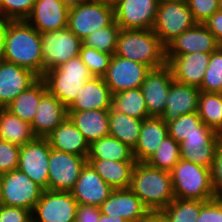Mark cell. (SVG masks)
<instances>
[{
    "label": "cell",
    "mask_w": 222,
    "mask_h": 222,
    "mask_svg": "<svg viewBox=\"0 0 222 222\" xmlns=\"http://www.w3.org/2000/svg\"><path fill=\"white\" fill-rule=\"evenodd\" d=\"M220 46L221 43L208 28L202 23H197L166 46V56H179L196 52L212 53Z\"/></svg>",
    "instance_id": "2e32d148"
},
{
    "label": "cell",
    "mask_w": 222,
    "mask_h": 222,
    "mask_svg": "<svg viewBox=\"0 0 222 222\" xmlns=\"http://www.w3.org/2000/svg\"><path fill=\"white\" fill-rule=\"evenodd\" d=\"M98 222H126V220L118 216L113 217L101 214Z\"/></svg>",
    "instance_id": "816d5d0a"
},
{
    "label": "cell",
    "mask_w": 222,
    "mask_h": 222,
    "mask_svg": "<svg viewBox=\"0 0 222 222\" xmlns=\"http://www.w3.org/2000/svg\"><path fill=\"white\" fill-rule=\"evenodd\" d=\"M42 77L46 71L59 67L79 56L82 40L68 28L41 33Z\"/></svg>",
    "instance_id": "ba28073f"
},
{
    "label": "cell",
    "mask_w": 222,
    "mask_h": 222,
    "mask_svg": "<svg viewBox=\"0 0 222 222\" xmlns=\"http://www.w3.org/2000/svg\"><path fill=\"white\" fill-rule=\"evenodd\" d=\"M187 5L197 23H204L219 10V0H187Z\"/></svg>",
    "instance_id": "ee69618b"
},
{
    "label": "cell",
    "mask_w": 222,
    "mask_h": 222,
    "mask_svg": "<svg viewBox=\"0 0 222 222\" xmlns=\"http://www.w3.org/2000/svg\"><path fill=\"white\" fill-rule=\"evenodd\" d=\"M201 208V200L175 198L161 212L167 222H197Z\"/></svg>",
    "instance_id": "8d00e7d4"
},
{
    "label": "cell",
    "mask_w": 222,
    "mask_h": 222,
    "mask_svg": "<svg viewBox=\"0 0 222 222\" xmlns=\"http://www.w3.org/2000/svg\"><path fill=\"white\" fill-rule=\"evenodd\" d=\"M0 205H2V180L0 175Z\"/></svg>",
    "instance_id": "9f6ffc18"
},
{
    "label": "cell",
    "mask_w": 222,
    "mask_h": 222,
    "mask_svg": "<svg viewBox=\"0 0 222 222\" xmlns=\"http://www.w3.org/2000/svg\"><path fill=\"white\" fill-rule=\"evenodd\" d=\"M0 222H32V211L22 207L0 205Z\"/></svg>",
    "instance_id": "7dc6e473"
},
{
    "label": "cell",
    "mask_w": 222,
    "mask_h": 222,
    "mask_svg": "<svg viewBox=\"0 0 222 222\" xmlns=\"http://www.w3.org/2000/svg\"><path fill=\"white\" fill-rule=\"evenodd\" d=\"M197 24L187 2L159 3L153 32L167 46L177 36Z\"/></svg>",
    "instance_id": "52a82bcc"
},
{
    "label": "cell",
    "mask_w": 222,
    "mask_h": 222,
    "mask_svg": "<svg viewBox=\"0 0 222 222\" xmlns=\"http://www.w3.org/2000/svg\"><path fill=\"white\" fill-rule=\"evenodd\" d=\"M1 180L2 205L33 210L43 192L40 186L19 169L2 174Z\"/></svg>",
    "instance_id": "30bf717a"
},
{
    "label": "cell",
    "mask_w": 222,
    "mask_h": 222,
    "mask_svg": "<svg viewBox=\"0 0 222 222\" xmlns=\"http://www.w3.org/2000/svg\"><path fill=\"white\" fill-rule=\"evenodd\" d=\"M68 117L89 145L109 135V110L67 111Z\"/></svg>",
    "instance_id": "83f0119b"
},
{
    "label": "cell",
    "mask_w": 222,
    "mask_h": 222,
    "mask_svg": "<svg viewBox=\"0 0 222 222\" xmlns=\"http://www.w3.org/2000/svg\"><path fill=\"white\" fill-rule=\"evenodd\" d=\"M219 10L222 11V0H219Z\"/></svg>",
    "instance_id": "680465c9"
},
{
    "label": "cell",
    "mask_w": 222,
    "mask_h": 222,
    "mask_svg": "<svg viewBox=\"0 0 222 222\" xmlns=\"http://www.w3.org/2000/svg\"><path fill=\"white\" fill-rule=\"evenodd\" d=\"M86 162L87 157L51 148L48 163V190L71 191Z\"/></svg>",
    "instance_id": "8fae6325"
},
{
    "label": "cell",
    "mask_w": 222,
    "mask_h": 222,
    "mask_svg": "<svg viewBox=\"0 0 222 222\" xmlns=\"http://www.w3.org/2000/svg\"><path fill=\"white\" fill-rule=\"evenodd\" d=\"M197 222H222V200L202 201Z\"/></svg>",
    "instance_id": "bcb514c9"
},
{
    "label": "cell",
    "mask_w": 222,
    "mask_h": 222,
    "mask_svg": "<svg viewBox=\"0 0 222 222\" xmlns=\"http://www.w3.org/2000/svg\"><path fill=\"white\" fill-rule=\"evenodd\" d=\"M102 212L95 205L79 204L76 211L75 222H98Z\"/></svg>",
    "instance_id": "c3c4849f"
},
{
    "label": "cell",
    "mask_w": 222,
    "mask_h": 222,
    "mask_svg": "<svg viewBox=\"0 0 222 222\" xmlns=\"http://www.w3.org/2000/svg\"><path fill=\"white\" fill-rule=\"evenodd\" d=\"M95 171L114 190L128 189L136 162L87 159Z\"/></svg>",
    "instance_id": "f1b7e54d"
},
{
    "label": "cell",
    "mask_w": 222,
    "mask_h": 222,
    "mask_svg": "<svg viewBox=\"0 0 222 222\" xmlns=\"http://www.w3.org/2000/svg\"><path fill=\"white\" fill-rule=\"evenodd\" d=\"M120 26L114 20L109 26L97 29L82 40L83 45L111 55L116 53Z\"/></svg>",
    "instance_id": "f35d334b"
},
{
    "label": "cell",
    "mask_w": 222,
    "mask_h": 222,
    "mask_svg": "<svg viewBox=\"0 0 222 222\" xmlns=\"http://www.w3.org/2000/svg\"><path fill=\"white\" fill-rule=\"evenodd\" d=\"M211 58V53H189L166 56L173 78L179 83L200 87Z\"/></svg>",
    "instance_id": "d6986e66"
},
{
    "label": "cell",
    "mask_w": 222,
    "mask_h": 222,
    "mask_svg": "<svg viewBox=\"0 0 222 222\" xmlns=\"http://www.w3.org/2000/svg\"><path fill=\"white\" fill-rule=\"evenodd\" d=\"M112 93L103 77H92L86 81L67 111L110 110Z\"/></svg>",
    "instance_id": "d4e9b609"
},
{
    "label": "cell",
    "mask_w": 222,
    "mask_h": 222,
    "mask_svg": "<svg viewBox=\"0 0 222 222\" xmlns=\"http://www.w3.org/2000/svg\"><path fill=\"white\" fill-rule=\"evenodd\" d=\"M0 19H5L4 16H3V13H2L1 7H0Z\"/></svg>",
    "instance_id": "6f0895ef"
},
{
    "label": "cell",
    "mask_w": 222,
    "mask_h": 222,
    "mask_svg": "<svg viewBox=\"0 0 222 222\" xmlns=\"http://www.w3.org/2000/svg\"><path fill=\"white\" fill-rule=\"evenodd\" d=\"M197 113L204 124L222 135V93L200 92Z\"/></svg>",
    "instance_id": "e575fe53"
},
{
    "label": "cell",
    "mask_w": 222,
    "mask_h": 222,
    "mask_svg": "<svg viewBox=\"0 0 222 222\" xmlns=\"http://www.w3.org/2000/svg\"><path fill=\"white\" fill-rule=\"evenodd\" d=\"M50 144L47 138L36 137L20 147L18 169L43 190L48 189Z\"/></svg>",
    "instance_id": "7c38bea8"
},
{
    "label": "cell",
    "mask_w": 222,
    "mask_h": 222,
    "mask_svg": "<svg viewBox=\"0 0 222 222\" xmlns=\"http://www.w3.org/2000/svg\"><path fill=\"white\" fill-rule=\"evenodd\" d=\"M20 147L0 140V175L18 169Z\"/></svg>",
    "instance_id": "7bdbcfd3"
},
{
    "label": "cell",
    "mask_w": 222,
    "mask_h": 222,
    "mask_svg": "<svg viewBox=\"0 0 222 222\" xmlns=\"http://www.w3.org/2000/svg\"><path fill=\"white\" fill-rule=\"evenodd\" d=\"M180 159V144L167 135L146 163L152 167L170 172Z\"/></svg>",
    "instance_id": "74e56055"
},
{
    "label": "cell",
    "mask_w": 222,
    "mask_h": 222,
    "mask_svg": "<svg viewBox=\"0 0 222 222\" xmlns=\"http://www.w3.org/2000/svg\"><path fill=\"white\" fill-rule=\"evenodd\" d=\"M2 59L42 77V39L26 20L7 21L3 32Z\"/></svg>",
    "instance_id": "6da1fadb"
},
{
    "label": "cell",
    "mask_w": 222,
    "mask_h": 222,
    "mask_svg": "<svg viewBox=\"0 0 222 222\" xmlns=\"http://www.w3.org/2000/svg\"><path fill=\"white\" fill-rule=\"evenodd\" d=\"M158 3H164V2H171V1H175V2H184L187 0H157Z\"/></svg>",
    "instance_id": "11a10c76"
},
{
    "label": "cell",
    "mask_w": 222,
    "mask_h": 222,
    "mask_svg": "<svg viewBox=\"0 0 222 222\" xmlns=\"http://www.w3.org/2000/svg\"><path fill=\"white\" fill-rule=\"evenodd\" d=\"M158 4L157 0H119L114 5L115 21L121 29H152Z\"/></svg>",
    "instance_id": "5bb4252c"
},
{
    "label": "cell",
    "mask_w": 222,
    "mask_h": 222,
    "mask_svg": "<svg viewBox=\"0 0 222 222\" xmlns=\"http://www.w3.org/2000/svg\"><path fill=\"white\" fill-rule=\"evenodd\" d=\"M200 89L173 80L169 89L163 114L160 116L168 124L180 115L197 112Z\"/></svg>",
    "instance_id": "603a6c76"
},
{
    "label": "cell",
    "mask_w": 222,
    "mask_h": 222,
    "mask_svg": "<svg viewBox=\"0 0 222 222\" xmlns=\"http://www.w3.org/2000/svg\"><path fill=\"white\" fill-rule=\"evenodd\" d=\"M170 174L176 198L201 201L214 199L211 169L180 159Z\"/></svg>",
    "instance_id": "277c9868"
},
{
    "label": "cell",
    "mask_w": 222,
    "mask_h": 222,
    "mask_svg": "<svg viewBox=\"0 0 222 222\" xmlns=\"http://www.w3.org/2000/svg\"><path fill=\"white\" fill-rule=\"evenodd\" d=\"M199 89L201 92L222 93V45L211 53V58Z\"/></svg>",
    "instance_id": "ab89813d"
},
{
    "label": "cell",
    "mask_w": 222,
    "mask_h": 222,
    "mask_svg": "<svg viewBox=\"0 0 222 222\" xmlns=\"http://www.w3.org/2000/svg\"><path fill=\"white\" fill-rule=\"evenodd\" d=\"M79 57L93 77H103L107 72L112 55L82 44Z\"/></svg>",
    "instance_id": "60d3db41"
},
{
    "label": "cell",
    "mask_w": 222,
    "mask_h": 222,
    "mask_svg": "<svg viewBox=\"0 0 222 222\" xmlns=\"http://www.w3.org/2000/svg\"><path fill=\"white\" fill-rule=\"evenodd\" d=\"M221 141L222 135L217 132L192 134L180 143L181 159L211 169L214 152Z\"/></svg>",
    "instance_id": "7402d4cb"
},
{
    "label": "cell",
    "mask_w": 222,
    "mask_h": 222,
    "mask_svg": "<svg viewBox=\"0 0 222 222\" xmlns=\"http://www.w3.org/2000/svg\"><path fill=\"white\" fill-rule=\"evenodd\" d=\"M46 138L50 147L55 150L73 155L88 156L89 143L68 116Z\"/></svg>",
    "instance_id": "484cf974"
},
{
    "label": "cell",
    "mask_w": 222,
    "mask_h": 222,
    "mask_svg": "<svg viewBox=\"0 0 222 222\" xmlns=\"http://www.w3.org/2000/svg\"><path fill=\"white\" fill-rule=\"evenodd\" d=\"M168 135L179 144L186 137L201 132H216L203 123L197 112L180 115L177 119L167 124Z\"/></svg>",
    "instance_id": "d590c367"
},
{
    "label": "cell",
    "mask_w": 222,
    "mask_h": 222,
    "mask_svg": "<svg viewBox=\"0 0 222 222\" xmlns=\"http://www.w3.org/2000/svg\"><path fill=\"white\" fill-rule=\"evenodd\" d=\"M78 205L71 191L43 190L32 210V222H75Z\"/></svg>",
    "instance_id": "9c48e42d"
},
{
    "label": "cell",
    "mask_w": 222,
    "mask_h": 222,
    "mask_svg": "<svg viewBox=\"0 0 222 222\" xmlns=\"http://www.w3.org/2000/svg\"><path fill=\"white\" fill-rule=\"evenodd\" d=\"M87 159L137 162L133 155V149L110 135L94 141L89 145Z\"/></svg>",
    "instance_id": "1f68e13d"
},
{
    "label": "cell",
    "mask_w": 222,
    "mask_h": 222,
    "mask_svg": "<svg viewBox=\"0 0 222 222\" xmlns=\"http://www.w3.org/2000/svg\"><path fill=\"white\" fill-rule=\"evenodd\" d=\"M112 108L140 120L149 117L145 98L140 87L113 94Z\"/></svg>",
    "instance_id": "836d02e7"
},
{
    "label": "cell",
    "mask_w": 222,
    "mask_h": 222,
    "mask_svg": "<svg viewBox=\"0 0 222 222\" xmlns=\"http://www.w3.org/2000/svg\"><path fill=\"white\" fill-rule=\"evenodd\" d=\"M113 190L95 171L92 165L86 162L71 193L78 204L100 207Z\"/></svg>",
    "instance_id": "e0dca14e"
},
{
    "label": "cell",
    "mask_w": 222,
    "mask_h": 222,
    "mask_svg": "<svg viewBox=\"0 0 222 222\" xmlns=\"http://www.w3.org/2000/svg\"><path fill=\"white\" fill-rule=\"evenodd\" d=\"M6 22L7 20L0 19V60L2 59L3 56V32Z\"/></svg>",
    "instance_id": "db71d44e"
},
{
    "label": "cell",
    "mask_w": 222,
    "mask_h": 222,
    "mask_svg": "<svg viewBox=\"0 0 222 222\" xmlns=\"http://www.w3.org/2000/svg\"><path fill=\"white\" fill-rule=\"evenodd\" d=\"M222 45V11H216L203 23Z\"/></svg>",
    "instance_id": "681fc988"
},
{
    "label": "cell",
    "mask_w": 222,
    "mask_h": 222,
    "mask_svg": "<svg viewBox=\"0 0 222 222\" xmlns=\"http://www.w3.org/2000/svg\"><path fill=\"white\" fill-rule=\"evenodd\" d=\"M102 1H108L112 5V0H102Z\"/></svg>",
    "instance_id": "94428289"
},
{
    "label": "cell",
    "mask_w": 222,
    "mask_h": 222,
    "mask_svg": "<svg viewBox=\"0 0 222 222\" xmlns=\"http://www.w3.org/2000/svg\"><path fill=\"white\" fill-rule=\"evenodd\" d=\"M48 91L42 77H39L31 86L21 92L7 107L13 115L22 121L32 123L41 97Z\"/></svg>",
    "instance_id": "f546056e"
},
{
    "label": "cell",
    "mask_w": 222,
    "mask_h": 222,
    "mask_svg": "<svg viewBox=\"0 0 222 222\" xmlns=\"http://www.w3.org/2000/svg\"><path fill=\"white\" fill-rule=\"evenodd\" d=\"M173 80L172 70L168 64L151 69L147 73L140 88L149 117H160L163 114Z\"/></svg>",
    "instance_id": "9a60e30c"
},
{
    "label": "cell",
    "mask_w": 222,
    "mask_h": 222,
    "mask_svg": "<svg viewBox=\"0 0 222 222\" xmlns=\"http://www.w3.org/2000/svg\"><path fill=\"white\" fill-rule=\"evenodd\" d=\"M168 135L167 124L160 117L143 119L138 142L133 149L137 162H146Z\"/></svg>",
    "instance_id": "4316f807"
},
{
    "label": "cell",
    "mask_w": 222,
    "mask_h": 222,
    "mask_svg": "<svg viewBox=\"0 0 222 222\" xmlns=\"http://www.w3.org/2000/svg\"><path fill=\"white\" fill-rule=\"evenodd\" d=\"M68 9L79 6L81 3H85L88 0H60Z\"/></svg>",
    "instance_id": "f5cc1de1"
},
{
    "label": "cell",
    "mask_w": 222,
    "mask_h": 222,
    "mask_svg": "<svg viewBox=\"0 0 222 222\" xmlns=\"http://www.w3.org/2000/svg\"><path fill=\"white\" fill-rule=\"evenodd\" d=\"M39 77L31 70L0 60V108H6Z\"/></svg>",
    "instance_id": "ac0fdd59"
},
{
    "label": "cell",
    "mask_w": 222,
    "mask_h": 222,
    "mask_svg": "<svg viewBox=\"0 0 222 222\" xmlns=\"http://www.w3.org/2000/svg\"><path fill=\"white\" fill-rule=\"evenodd\" d=\"M69 9L60 0H36L26 21L39 33L68 27Z\"/></svg>",
    "instance_id": "ffe728a7"
},
{
    "label": "cell",
    "mask_w": 222,
    "mask_h": 222,
    "mask_svg": "<svg viewBox=\"0 0 222 222\" xmlns=\"http://www.w3.org/2000/svg\"><path fill=\"white\" fill-rule=\"evenodd\" d=\"M151 68L139 62L112 55L103 79L113 94L141 87Z\"/></svg>",
    "instance_id": "4fadbf2b"
},
{
    "label": "cell",
    "mask_w": 222,
    "mask_h": 222,
    "mask_svg": "<svg viewBox=\"0 0 222 222\" xmlns=\"http://www.w3.org/2000/svg\"><path fill=\"white\" fill-rule=\"evenodd\" d=\"M139 222H167L159 211H149Z\"/></svg>",
    "instance_id": "f907efd6"
},
{
    "label": "cell",
    "mask_w": 222,
    "mask_h": 222,
    "mask_svg": "<svg viewBox=\"0 0 222 222\" xmlns=\"http://www.w3.org/2000/svg\"><path fill=\"white\" fill-rule=\"evenodd\" d=\"M35 138L30 123L22 121L6 108H0V140L22 147Z\"/></svg>",
    "instance_id": "4dcf8cb0"
},
{
    "label": "cell",
    "mask_w": 222,
    "mask_h": 222,
    "mask_svg": "<svg viewBox=\"0 0 222 222\" xmlns=\"http://www.w3.org/2000/svg\"><path fill=\"white\" fill-rule=\"evenodd\" d=\"M36 0H0V7L5 20H26L34 7Z\"/></svg>",
    "instance_id": "b9f144b4"
},
{
    "label": "cell",
    "mask_w": 222,
    "mask_h": 222,
    "mask_svg": "<svg viewBox=\"0 0 222 222\" xmlns=\"http://www.w3.org/2000/svg\"><path fill=\"white\" fill-rule=\"evenodd\" d=\"M129 188L149 211L161 212L176 198L170 172L146 162H136Z\"/></svg>",
    "instance_id": "7a4b0ae2"
},
{
    "label": "cell",
    "mask_w": 222,
    "mask_h": 222,
    "mask_svg": "<svg viewBox=\"0 0 222 222\" xmlns=\"http://www.w3.org/2000/svg\"><path fill=\"white\" fill-rule=\"evenodd\" d=\"M211 177L214 198L222 200V141L214 152Z\"/></svg>",
    "instance_id": "f6af8a7d"
},
{
    "label": "cell",
    "mask_w": 222,
    "mask_h": 222,
    "mask_svg": "<svg viewBox=\"0 0 222 222\" xmlns=\"http://www.w3.org/2000/svg\"><path fill=\"white\" fill-rule=\"evenodd\" d=\"M68 116L67 107L47 91L36 109L31 127L36 137L46 138Z\"/></svg>",
    "instance_id": "cb8c5ba5"
},
{
    "label": "cell",
    "mask_w": 222,
    "mask_h": 222,
    "mask_svg": "<svg viewBox=\"0 0 222 222\" xmlns=\"http://www.w3.org/2000/svg\"><path fill=\"white\" fill-rule=\"evenodd\" d=\"M92 77L87 66L77 56L57 68L46 71L42 78L48 91L68 108L83 84Z\"/></svg>",
    "instance_id": "5b68a950"
},
{
    "label": "cell",
    "mask_w": 222,
    "mask_h": 222,
    "mask_svg": "<svg viewBox=\"0 0 222 222\" xmlns=\"http://www.w3.org/2000/svg\"><path fill=\"white\" fill-rule=\"evenodd\" d=\"M115 20L114 6L108 1L88 0L69 9L68 29L79 39L109 26Z\"/></svg>",
    "instance_id": "8992f818"
},
{
    "label": "cell",
    "mask_w": 222,
    "mask_h": 222,
    "mask_svg": "<svg viewBox=\"0 0 222 222\" xmlns=\"http://www.w3.org/2000/svg\"><path fill=\"white\" fill-rule=\"evenodd\" d=\"M119 0H112V5L114 6Z\"/></svg>",
    "instance_id": "91938a15"
},
{
    "label": "cell",
    "mask_w": 222,
    "mask_h": 222,
    "mask_svg": "<svg viewBox=\"0 0 222 222\" xmlns=\"http://www.w3.org/2000/svg\"><path fill=\"white\" fill-rule=\"evenodd\" d=\"M115 55L142 63L151 69L167 64L166 46L152 29H121Z\"/></svg>",
    "instance_id": "3957f363"
},
{
    "label": "cell",
    "mask_w": 222,
    "mask_h": 222,
    "mask_svg": "<svg viewBox=\"0 0 222 222\" xmlns=\"http://www.w3.org/2000/svg\"><path fill=\"white\" fill-rule=\"evenodd\" d=\"M142 121L111 108L109 110V135L134 149L139 139Z\"/></svg>",
    "instance_id": "d6a6232c"
},
{
    "label": "cell",
    "mask_w": 222,
    "mask_h": 222,
    "mask_svg": "<svg viewBox=\"0 0 222 222\" xmlns=\"http://www.w3.org/2000/svg\"><path fill=\"white\" fill-rule=\"evenodd\" d=\"M100 209L104 215L135 222H139L149 212L130 188L113 190Z\"/></svg>",
    "instance_id": "44dd1931"
}]
</instances>
